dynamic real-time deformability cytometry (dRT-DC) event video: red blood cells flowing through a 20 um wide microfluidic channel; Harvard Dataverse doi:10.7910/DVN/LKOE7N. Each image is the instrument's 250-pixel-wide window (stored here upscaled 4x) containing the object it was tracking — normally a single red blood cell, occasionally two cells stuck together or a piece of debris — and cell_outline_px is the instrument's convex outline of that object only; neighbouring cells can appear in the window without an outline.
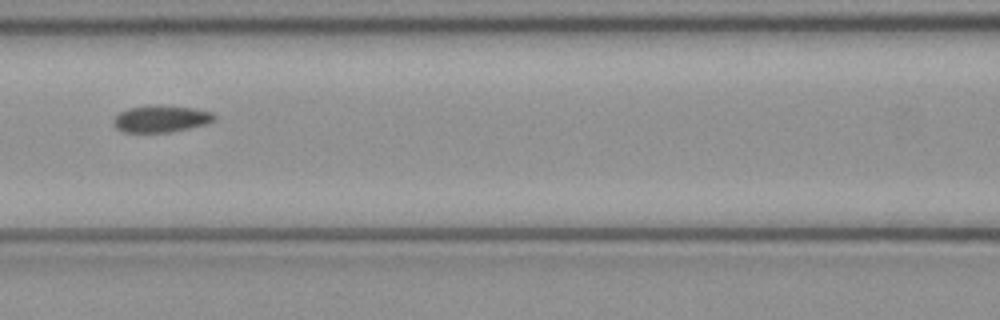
{"species": "common noctule bat (a hibernating species)", "species_latin": "Nyctalus noctula", "temperature_condition": "cold", "stored_images_in_passage": 4, "camera_frame_rate_fps": 3000, "um_per_image_px": 0.085, "animal": {"sex": "female", "body_mass_g": 21.9}, "frame": {"image": 1, "passage_image": 4, "time_ms": 1.0, "image_size_px": [1000, 320], "cell_outline_px": [[216, 120], [208, 124], [168, 132], [124, 132], [116, 128], [112, 124], [112, 120], [120, 112], [128, 108], [192, 108], [212, 112], [216, 116]], "centroid_in_image_um": [13.7, 10.15], "position_along_channel_um": 152.9, "area_um2": 14.97}}